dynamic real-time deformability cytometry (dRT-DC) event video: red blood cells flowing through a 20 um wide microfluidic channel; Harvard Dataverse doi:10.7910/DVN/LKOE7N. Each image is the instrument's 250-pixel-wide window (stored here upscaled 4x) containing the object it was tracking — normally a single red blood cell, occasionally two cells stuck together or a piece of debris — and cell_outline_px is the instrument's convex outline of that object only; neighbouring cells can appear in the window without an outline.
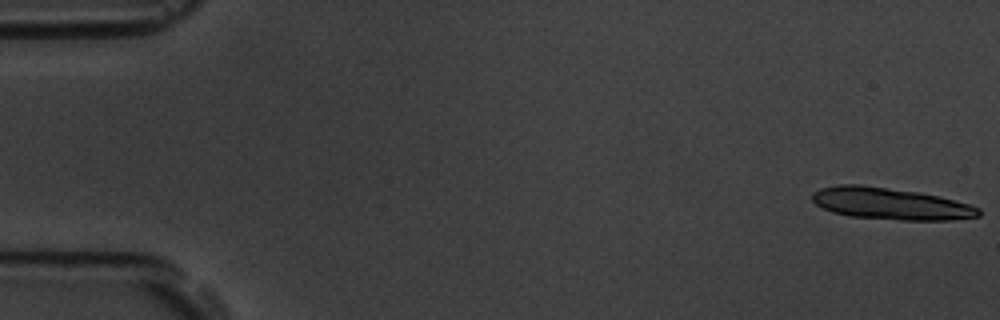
{"species": "common noctule bat (a hibernating species)", "species_latin": "Nyctalus noctula", "temperature_condition": "room temperature", "stored_images_in_passage": 5, "camera_frame_rate_fps": 3000, "um_per_image_px": 0.085, "animal": {"sex": "male", "body_mass_g": 19.5, "forearm_length_mm": 54.6}, "frame": {"image": 1, "passage_image": 1, "time_ms": 0.0, "image_size_px": [1000, 320], "cell_outline_px": [[980, 216], [948, 220], [900, 220], [848, 216], [832, 212], [816, 204], [812, 200], [812, 192], [820, 188], [840, 184], [860, 184], [920, 192], [940, 196], [968, 204], [980, 208]], "centroid_in_image_um": [75.67, 17.3], "position_along_channel_um": 9.3, "area_um2": 30.92}}